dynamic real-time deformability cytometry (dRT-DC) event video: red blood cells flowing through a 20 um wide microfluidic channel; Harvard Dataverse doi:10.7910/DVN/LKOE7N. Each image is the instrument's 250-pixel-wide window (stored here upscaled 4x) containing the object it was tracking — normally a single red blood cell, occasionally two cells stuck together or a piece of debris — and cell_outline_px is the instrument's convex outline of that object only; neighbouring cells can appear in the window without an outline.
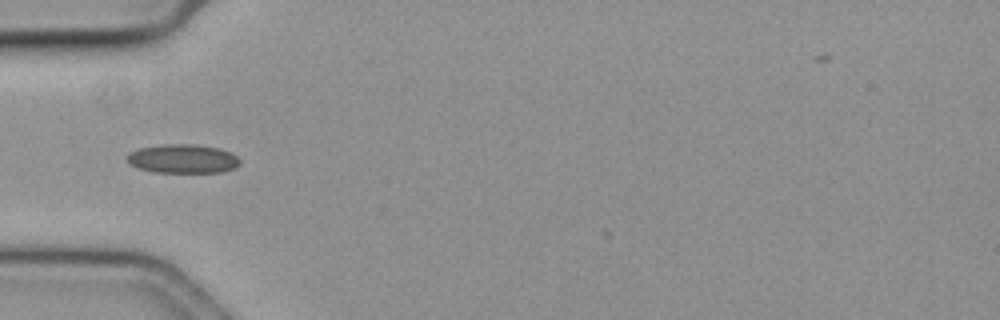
{"species": "common noctule bat (a hibernating species)", "species_latin": "Nyctalus noctula", "temperature_condition": "cold", "stored_images_in_passage": 4, "camera_frame_rate_fps": 3000, "um_per_image_px": 0.085, "animal": {"sex": "female", "body_mass_g": 19.3, "forearm_length_mm": 54.1}, "frame": {"image": 1, "passage_image": 1, "time_ms": 0.0, "image_size_px": [1000, 320], "cell_outline_px": [[240, 164], [236, 168], [224, 172], [152, 172], [128, 164], [128, 152], [140, 148], [168, 144], [192, 144], [220, 148], [232, 152], [240, 160]], "centroid_in_image_um": [15.58, 13.5], "position_along_channel_um": 69.4, "area_um2": 19.07}}